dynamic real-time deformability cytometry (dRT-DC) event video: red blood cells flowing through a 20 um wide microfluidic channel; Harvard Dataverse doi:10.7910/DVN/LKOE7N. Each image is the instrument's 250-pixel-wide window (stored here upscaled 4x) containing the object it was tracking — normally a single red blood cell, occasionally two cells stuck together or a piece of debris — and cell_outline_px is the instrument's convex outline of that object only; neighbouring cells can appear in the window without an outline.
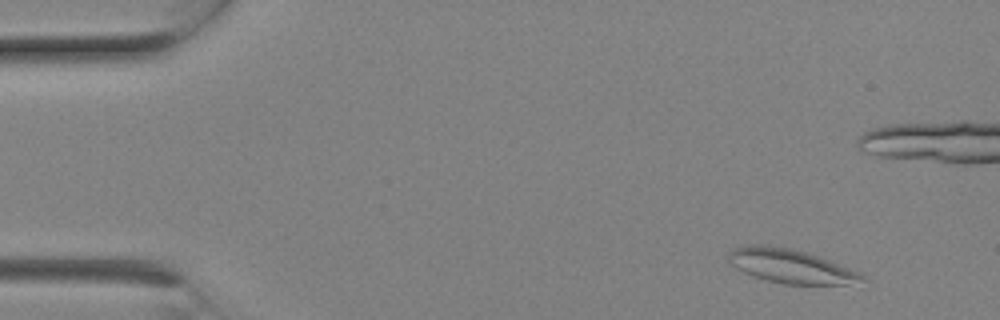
{"species": "Egyptian fruit bat (a non-hibernating species)", "species_latin": "Rousettus aegyptiacus", "temperature_condition": "room temperature", "stored_images_in_passage": 7, "camera_frame_rate_fps": 3000, "um_per_image_px": 0.085, "animal": {"sex": "female"}, "frame": {"image": 1, "passage_image": 2, "time_ms": 0.333, "image_size_px": [1000, 320], "cell_outline_px": [[868, 280], [844, 284], [784, 284], [768, 280], [744, 272], [736, 268], [728, 260], [728, 252], [732, 248], [748, 244], [764, 244], [792, 248], [820, 256], [860, 272], [868, 276]], "centroid_in_image_um": [67.23, 22.6], "position_along_channel_um": 17.8, "area_um2": 26.59}}